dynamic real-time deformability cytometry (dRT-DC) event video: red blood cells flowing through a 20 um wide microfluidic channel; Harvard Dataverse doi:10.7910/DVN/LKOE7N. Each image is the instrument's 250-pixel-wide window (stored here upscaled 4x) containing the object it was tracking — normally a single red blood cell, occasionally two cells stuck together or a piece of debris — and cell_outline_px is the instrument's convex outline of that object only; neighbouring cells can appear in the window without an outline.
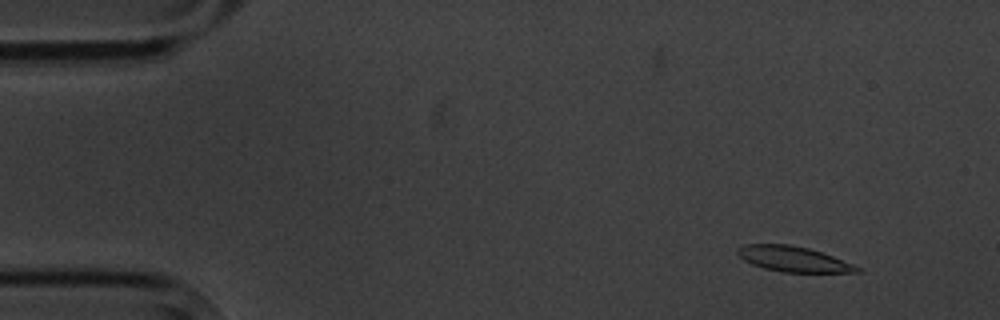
{"species": "common noctule bat (a hibernating species)", "species_latin": "Nyctalus noctula", "temperature_condition": "cold", "stored_images_in_passage": 5, "camera_frame_rate_fps": 3000, "um_per_image_px": 0.085, "animal": {"sex": "male", "body_mass_g": 20.1, "forearm_length_mm": 53.5}, "frame": {"image": 1, "passage_image": 2, "time_ms": 1.333, "image_size_px": [1000, 320], "cell_outline_px": [[860, 272], [780, 272], [764, 268], [752, 264], [744, 260], [736, 252], [736, 248], [744, 244], [792, 244], [808, 248], [832, 256], [852, 264], [860, 268]], "centroid_in_image_um": [67.37, 22.01], "position_along_channel_um": 17.6, "area_um2": 17.51}}
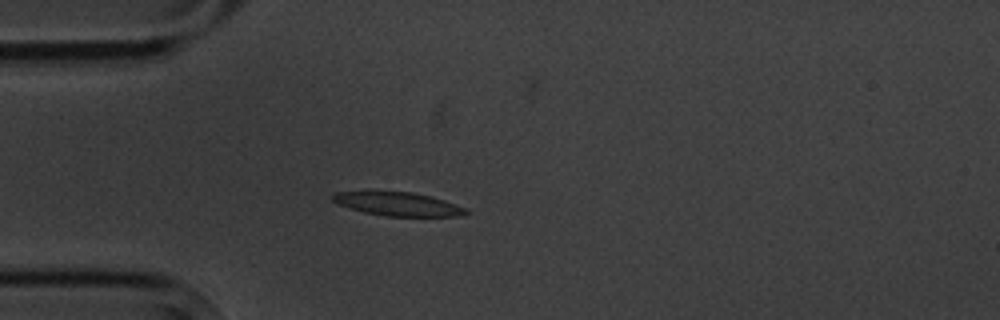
{"frame": {"image": 2, "passage_image": 5, "time_ms": 4.667, "image_size_px": [1000, 320], "cell_outline_px": [[468, 212], [460, 216], [384, 216], [364, 212], [348, 208], [332, 200], [332, 196], [336, 192], [412, 192], [432, 196], [444, 200], [464, 208]], "centroid_in_image_um": [33.83, 17.35], "position_along_channel_um": 51.2, "area_um2": 17.98}}